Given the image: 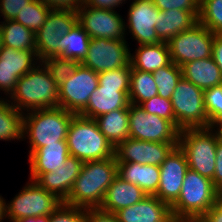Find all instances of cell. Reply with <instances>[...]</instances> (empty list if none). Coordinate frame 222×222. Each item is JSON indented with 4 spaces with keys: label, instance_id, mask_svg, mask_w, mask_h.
I'll return each instance as SVG.
<instances>
[{
    "label": "cell",
    "instance_id": "cell-1",
    "mask_svg": "<svg viewBox=\"0 0 222 222\" xmlns=\"http://www.w3.org/2000/svg\"><path fill=\"white\" fill-rule=\"evenodd\" d=\"M117 176L118 166L115 156L84 162L68 198L63 203L86 209L99 208L108 187Z\"/></svg>",
    "mask_w": 222,
    "mask_h": 222
},
{
    "label": "cell",
    "instance_id": "cell-2",
    "mask_svg": "<svg viewBox=\"0 0 222 222\" xmlns=\"http://www.w3.org/2000/svg\"><path fill=\"white\" fill-rule=\"evenodd\" d=\"M40 65L41 67L43 65V67L40 68L38 64L20 77L10 95L14 100L13 106L21 112L24 108L27 111L30 109V111H33L59 107V86L52 79L44 63Z\"/></svg>",
    "mask_w": 222,
    "mask_h": 222
},
{
    "label": "cell",
    "instance_id": "cell-3",
    "mask_svg": "<svg viewBox=\"0 0 222 222\" xmlns=\"http://www.w3.org/2000/svg\"><path fill=\"white\" fill-rule=\"evenodd\" d=\"M218 189L212 180L188 169L186 171L181 193L171 205V212L176 222L199 220L215 204Z\"/></svg>",
    "mask_w": 222,
    "mask_h": 222
},
{
    "label": "cell",
    "instance_id": "cell-4",
    "mask_svg": "<svg viewBox=\"0 0 222 222\" xmlns=\"http://www.w3.org/2000/svg\"><path fill=\"white\" fill-rule=\"evenodd\" d=\"M70 156L83 162L113 158L115 147L100 132L95 119L75 114L67 132Z\"/></svg>",
    "mask_w": 222,
    "mask_h": 222
},
{
    "label": "cell",
    "instance_id": "cell-5",
    "mask_svg": "<svg viewBox=\"0 0 222 222\" xmlns=\"http://www.w3.org/2000/svg\"><path fill=\"white\" fill-rule=\"evenodd\" d=\"M75 113L62 107L33 110L23 117V135L30 142L29 155L48 144L66 141L69 124Z\"/></svg>",
    "mask_w": 222,
    "mask_h": 222
},
{
    "label": "cell",
    "instance_id": "cell-6",
    "mask_svg": "<svg viewBox=\"0 0 222 222\" xmlns=\"http://www.w3.org/2000/svg\"><path fill=\"white\" fill-rule=\"evenodd\" d=\"M209 128L184 129L179 132V147L184 151L189 169L213 180L218 138Z\"/></svg>",
    "mask_w": 222,
    "mask_h": 222
},
{
    "label": "cell",
    "instance_id": "cell-7",
    "mask_svg": "<svg viewBox=\"0 0 222 222\" xmlns=\"http://www.w3.org/2000/svg\"><path fill=\"white\" fill-rule=\"evenodd\" d=\"M170 101L179 131L210 127L204 106V91L192 82L181 77Z\"/></svg>",
    "mask_w": 222,
    "mask_h": 222
},
{
    "label": "cell",
    "instance_id": "cell-8",
    "mask_svg": "<svg viewBox=\"0 0 222 222\" xmlns=\"http://www.w3.org/2000/svg\"><path fill=\"white\" fill-rule=\"evenodd\" d=\"M26 185L10 204L5 205L6 215L12 222L27 217L49 216L63 203L55 194L46 191L36 181Z\"/></svg>",
    "mask_w": 222,
    "mask_h": 222
},
{
    "label": "cell",
    "instance_id": "cell-9",
    "mask_svg": "<svg viewBox=\"0 0 222 222\" xmlns=\"http://www.w3.org/2000/svg\"><path fill=\"white\" fill-rule=\"evenodd\" d=\"M214 35L199 22L178 33L167 42L171 61L181 67L190 61L212 57Z\"/></svg>",
    "mask_w": 222,
    "mask_h": 222
},
{
    "label": "cell",
    "instance_id": "cell-10",
    "mask_svg": "<svg viewBox=\"0 0 222 222\" xmlns=\"http://www.w3.org/2000/svg\"><path fill=\"white\" fill-rule=\"evenodd\" d=\"M78 22L77 11L51 9L46 21L35 34L37 59L59 56L61 54L60 39Z\"/></svg>",
    "mask_w": 222,
    "mask_h": 222
},
{
    "label": "cell",
    "instance_id": "cell-11",
    "mask_svg": "<svg viewBox=\"0 0 222 222\" xmlns=\"http://www.w3.org/2000/svg\"><path fill=\"white\" fill-rule=\"evenodd\" d=\"M179 130L169 121L129 104V138L160 143H178Z\"/></svg>",
    "mask_w": 222,
    "mask_h": 222
},
{
    "label": "cell",
    "instance_id": "cell-12",
    "mask_svg": "<svg viewBox=\"0 0 222 222\" xmlns=\"http://www.w3.org/2000/svg\"><path fill=\"white\" fill-rule=\"evenodd\" d=\"M98 83V73L80 63L76 71L59 86V107L79 114L87 106Z\"/></svg>",
    "mask_w": 222,
    "mask_h": 222
},
{
    "label": "cell",
    "instance_id": "cell-13",
    "mask_svg": "<svg viewBox=\"0 0 222 222\" xmlns=\"http://www.w3.org/2000/svg\"><path fill=\"white\" fill-rule=\"evenodd\" d=\"M126 41L90 38L88 52L81 62L96 73L110 71L130 64V51Z\"/></svg>",
    "mask_w": 222,
    "mask_h": 222
},
{
    "label": "cell",
    "instance_id": "cell-14",
    "mask_svg": "<svg viewBox=\"0 0 222 222\" xmlns=\"http://www.w3.org/2000/svg\"><path fill=\"white\" fill-rule=\"evenodd\" d=\"M78 23L90 38L124 39L125 23L114 10L92 8L82 4L77 10Z\"/></svg>",
    "mask_w": 222,
    "mask_h": 222
},
{
    "label": "cell",
    "instance_id": "cell-15",
    "mask_svg": "<svg viewBox=\"0 0 222 222\" xmlns=\"http://www.w3.org/2000/svg\"><path fill=\"white\" fill-rule=\"evenodd\" d=\"M178 143H160L127 138L115 147L117 163L160 166Z\"/></svg>",
    "mask_w": 222,
    "mask_h": 222
},
{
    "label": "cell",
    "instance_id": "cell-16",
    "mask_svg": "<svg viewBox=\"0 0 222 222\" xmlns=\"http://www.w3.org/2000/svg\"><path fill=\"white\" fill-rule=\"evenodd\" d=\"M160 167V183L156 193L161 201L172 205L179 197L186 171L189 169L184 151L174 147Z\"/></svg>",
    "mask_w": 222,
    "mask_h": 222
},
{
    "label": "cell",
    "instance_id": "cell-17",
    "mask_svg": "<svg viewBox=\"0 0 222 222\" xmlns=\"http://www.w3.org/2000/svg\"><path fill=\"white\" fill-rule=\"evenodd\" d=\"M35 57H37L36 51L2 46L0 49V89L10 95L18 79L36 65L33 62L39 59Z\"/></svg>",
    "mask_w": 222,
    "mask_h": 222
},
{
    "label": "cell",
    "instance_id": "cell-18",
    "mask_svg": "<svg viewBox=\"0 0 222 222\" xmlns=\"http://www.w3.org/2000/svg\"><path fill=\"white\" fill-rule=\"evenodd\" d=\"M158 8L152 0H134L128 12V27L139 45L162 42L155 30Z\"/></svg>",
    "mask_w": 222,
    "mask_h": 222
},
{
    "label": "cell",
    "instance_id": "cell-19",
    "mask_svg": "<svg viewBox=\"0 0 222 222\" xmlns=\"http://www.w3.org/2000/svg\"><path fill=\"white\" fill-rule=\"evenodd\" d=\"M115 214L119 222H176L172 216L171 206L156 196H146Z\"/></svg>",
    "mask_w": 222,
    "mask_h": 222
},
{
    "label": "cell",
    "instance_id": "cell-20",
    "mask_svg": "<svg viewBox=\"0 0 222 222\" xmlns=\"http://www.w3.org/2000/svg\"><path fill=\"white\" fill-rule=\"evenodd\" d=\"M129 90L130 88L101 86L98 83L97 88L90 95L87 106L79 115L95 119L116 109H129Z\"/></svg>",
    "mask_w": 222,
    "mask_h": 222
},
{
    "label": "cell",
    "instance_id": "cell-21",
    "mask_svg": "<svg viewBox=\"0 0 222 222\" xmlns=\"http://www.w3.org/2000/svg\"><path fill=\"white\" fill-rule=\"evenodd\" d=\"M83 163L78 158L69 156L62 167L52 172L43 173L36 182L64 202L68 198L74 181L81 172Z\"/></svg>",
    "mask_w": 222,
    "mask_h": 222
},
{
    "label": "cell",
    "instance_id": "cell-22",
    "mask_svg": "<svg viewBox=\"0 0 222 222\" xmlns=\"http://www.w3.org/2000/svg\"><path fill=\"white\" fill-rule=\"evenodd\" d=\"M69 156L67 141H58L33 151L28 159L31 180L36 181L43 173L62 167Z\"/></svg>",
    "mask_w": 222,
    "mask_h": 222
},
{
    "label": "cell",
    "instance_id": "cell-23",
    "mask_svg": "<svg viewBox=\"0 0 222 222\" xmlns=\"http://www.w3.org/2000/svg\"><path fill=\"white\" fill-rule=\"evenodd\" d=\"M146 196L138 185L126 182L117 176L108 187L99 209L115 214L123 208L136 204Z\"/></svg>",
    "mask_w": 222,
    "mask_h": 222
},
{
    "label": "cell",
    "instance_id": "cell-24",
    "mask_svg": "<svg viewBox=\"0 0 222 222\" xmlns=\"http://www.w3.org/2000/svg\"><path fill=\"white\" fill-rule=\"evenodd\" d=\"M118 176L138 185L147 196H155L160 183V167L139 163H117Z\"/></svg>",
    "mask_w": 222,
    "mask_h": 222
},
{
    "label": "cell",
    "instance_id": "cell-25",
    "mask_svg": "<svg viewBox=\"0 0 222 222\" xmlns=\"http://www.w3.org/2000/svg\"><path fill=\"white\" fill-rule=\"evenodd\" d=\"M182 77L207 90L222 84V74L212 57L190 61L181 66Z\"/></svg>",
    "mask_w": 222,
    "mask_h": 222
},
{
    "label": "cell",
    "instance_id": "cell-26",
    "mask_svg": "<svg viewBox=\"0 0 222 222\" xmlns=\"http://www.w3.org/2000/svg\"><path fill=\"white\" fill-rule=\"evenodd\" d=\"M157 18L155 30L158 38L163 42H168L178 33L189 30L198 22L190 12L180 9H170L168 11L158 9Z\"/></svg>",
    "mask_w": 222,
    "mask_h": 222
},
{
    "label": "cell",
    "instance_id": "cell-27",
    "mask_svg": "<svg viewBox=\"0 0 222 222\" xmlns=\"http://www.w3.org/2000/svg\"><path fill=\"white\" fill-rule=\"evenodd\" d=\"M171 62L167 42L139 45L135 55H130L131 68L153 73Z\"/></svg>",
    "mask_w": 222,
    "mask_h": 222
},
{
    "label": "cell",
    "instance_id": "cell-28",
    "mask_svg": "<svg viewBox=\"0 0 222 222\" xmlns=\"http://www.w3.org/2000/svg\"><path fill=\"white\" fill-rule=\"evenodd\" d=\"M95 120L100 132L114 147L129 138V109H116Z\"/></svg>",
    "mask_w": 222,
    "mask_h": 222
},
{
    "label": "cell",
    "instance_id": "cell-29",
    "mask_svg": "<svg viewBox=\"0 0 222 222\" xmlns=\"http://www.w3.org/2000/svg\"><path fill=\"white\" fill-rule=\"evenodd\" d=\"M1 25L3 46L17 50L36 51L35 33L14 20H6Z\"/></svg>",
    "mask_w": 222,
    "mask_h": 222
},
{
    "label": "cell",
    "instance_id": "cell-30",
    "mask_svg": "<svg viewBox=\"0 0 222 222\" xmlns=\"http://www.w3.org/2000/svg\"><path fill=\"white\" fill-rule=\"evenodd\" d=\"M61 54L62 58H68L82 62L88 52L90 36L77 22L74 27L61 39Z\"/></svg>",
    "mask_w": 222,
    "mask_h": 222
},
{
    "label": "cell",
    "instance_id": "cell-31",
    "mask_svg": "<svg viewBox=\"0 0 222 222\" xmlns=\"http://www.w3.org/2000/svg\"><path fill=\"white\" fill-rule=\"evenodd\" d=\"M7 102L0 100V140L22 139L24 113Z\"/></svg>",
    "mask_w": 222,
    "mask_h": 222
},
{
    "label": "cell",
    "instance_id": "cell-32",
    "mask_svg": "<svg viewBox=\"0 0 222 222\" xmlns=\"http://www.w3.org/2000/svg\"><path fill=\"white\" fill-rule=\"evenodd\" d=\"M158 95V87L152 73L131 68L129 102L139 105Z\"/></svg>",
    "mask_w": 222,
    "mask_h": 222
},
{
    "label": "cell",
    "instance_id": "cell-33",
    "mask_svg": "<svg viewBox=\"0 0 222 222\" xmlns=\"http://www.w3.org/2000/svg\"><path fill=\"white\" fill-rule=\"evenodd\" d=\"M50 10L41 0H33L17 14L14 21L21 23L36 34L46 21Z\"/></svg>",
    "mask_w": 222,
    "mask_h": 222
},
{
    "label": "cell",
    "instance_id": "cell-34",
    "mask_svg": "<svg viewBox=\"0 0 222 222\" xmlns=\"http://www.w3.org/2000/svg\"><path fill=\"white\" fill-rule=\"evenodd\" d=\"M152 74L158 87V95L170 100L178 81L182 77L181 67L171 61Z\"/></svg>",
    "mask_w": 222,
    "mask_h": 222
},
{
    "label": "cell",
    "instance_id": "cell-35",
    "mask_svg": "<svg viewBox=\"0 0 222 222\" xmlns=\"http://www.w3.org/2000/svg\"><path fill=\"white\" fill-rule=\"evenodd\" d=\"M198 22L214 34H222V0H202Z\"/></svg>",
    "mask_w": 222,
    "mask_h": 222
},
{
    "label": "cell",
    "instance_id": "cell-36",
    "mask_svg": "<svg viewBox=\"0 0 222 222\" xmlns=\"http://www.w3.org/2000/svg\"><path fill=\"white\" fill-rule=\"evenodd\" d=\"M51 74L55 83L60 86L68 79L77 69L80 62L76 60L53 56L41 61Z\"/></svg>",
    "mask_w": 222,
    "mask_h": 222
},
{
    "label": "cell",
    "instance_id": "cell-37",
    "mask_svg": "<svg viewBox=\"0 0 222 222\" xmlns=\"http://www.w3.org/2000/svg\"><path fill=\"white\" fill-rule=\"evenodd\" d=\"M146 113L157 115L169 120L176 127V120L172 102L157 95L139 104Z\"/></svg>",
    "mask_w": 222,
    "mask_h": 222
},
{
    "label": "cell",
    "instance_id": "cell-38",
    "mask_svg": "<svg viewBox=\"0 0 222 222\" xmlns=\"http://www.w3.org/2000/svg\"><path fill=\"white\" fill-rule=\"evenodd\" d=\"M204 106L210 126L222 118V84L204 90Z\"/></svg>",
    "mask_w": 222,
    "mask_h": 222
},
{
    "label": "cell",
    "instance_id": "cell-39",
    "mask_svg": "<svg viewBox=\"0 0 222 222\" xmlns=\"http://www.w3.org/2000/svg\"><path fill=\"white\" fill-rule=\"evenodd\" d=\"M131 65L110 71L99 72L98 81L101 86L130 88Z\"/></svg>",
    "mask_w": 222,
    "mask_h": 222
},
{
    "label": "cell",
    "instance_id": "cell-40",
    "mask_svg": "<svg viewBox=\"0 0 222 222\" xmlns=\"http://www.w3.org/2000/svg\"><path fill=\"white\" fill-rule=\"evenodd\" d=\"M51 222H86V208L62 203L61 206L51 214Z\"/></svg>",
    "mask_w": 222,
    "mask_h": 222
},
{
    "label": "cell",
    "instance_id": "cell-41",
    "mask_svg": "<svg viewBox=\"0 0 222 222\" xmlns=\"http://www.w3.org/2000/svg\"><path fill=\"white\" fill-rule=\"evenodd\" d=\"M160 11L180 9L190 12L197 20L199 17V2L197 0H152Z\"/></svg>",
    "mask_w": 222,
    "mask_h": 222
},
{
    "label": "cell",
    "instance_id": "cell-42",
    "mask_svg": "<svg viewBox=\"0 0 222 222\" xmlns=\"http://www.w3.org/2000/svg\"><path fill=\"white\" fill-rule=\"evenodd\" d=\"M33 0H0V13L6 20H14L17 14Z\"/></svg>",
    "mask_w": 222,
    "mask_h": 222
},
{
    "label": "cell",
    "instance_id": "cell-43",
    "mask_svg": "<svg viewBox=\"0 0 222 222\" xmlns=\"http://www.w3.org/2000/svg\"><path fill=\"white\" fill-rule=\"evenodd\" d=\"M86 222H119L116 214L102 211L99 208L86 209Z\"/></svg>",
    "mask_w": 222,
    "mask_h": 222
},
{
    "label": "cell",
    "instance_id": "cell-44",
    "mask_svg": "<svg viewBox=\"0 0 222 222\" xmlns=\"http://www.w3.org/2000/svg\"><path fill=\"white\" fill-rule=\"evenodd\" d=\"M50 9L77 11L84 0H41Z\"/></svg>",
    "mask_w": 222,
    "mask_h": 222
},
{
    "label": "cell",
    "instance_id": "cell-45",
    "mask_svg": "<svg viewBox=\"0 0 222 222\" xmlns=\"http://www.w3.org/2000/svg\"><path fill=\"white\" fill-rule=\"evenodd\" d=\"M212 182L217 189L222 186V142L219 140L216 146V166Z\"/></svg>",
    "mask_w": 222,
    "mask_h": 222
},
{
    "label": "cell",
    "instance_id": "cell-46",
    "mask_svg": "<svg viewBox=\"0 0 222 222\" xmlns=\"http://www.w3.org/2000/svg\"><path fill=\"white\" fill-rule=\"evenodd\" d=\"M125 0H84V5L90 6L92 8H101L113 10L114 7L119 6L120 3Z\"/></svg>",
    "mask_w": 222,
    "mask_h": 222
},
{
    "label": "cell",
    "instance_id": "cell-47",
    "mask_svg": "<svg viewBox=\"0 0 222 222\" xmlns=\"http://www.w3.org/2000/svg\"><path fill=\"white\" fill-rule=\"evenodd\" d=\"M212 58L215 60L222 74V34L214 35Z\"/></svg>",
    "mask_w": 222,
    "mask_h": 222
},
{
    "label": "cell",
    "instance_id": "cell-48",
    "mask_svg": "<svg viewBox=\"0 0 222 222\" xmlns=\"http://www.w3.org/2000/svg\"><path fill=\"white\" fill-rule=\"evenodd\" d=\"M199 220L201 222H222V210L215 204Z\"/></svg>",
    "mask_w": 222,
    "mask_h": 222
},
{
    "label": "cell",
    "instance_id": "cell-49",
    "mask_svg": "<svg viewBox=\"0 0 222 222\" xmlns=\"http://www.w3.org/2000/svg\"><path fill=\"white\" fill-rule=\"evenodd\" d=\"M16 222H51V215L41 217H27L17 220Z\"/></svg>",
    "mask_w": 222,
    "mask_h": 222
},
{
    "label": "cell",
    "instance_id": "cell-50",
    "mask_svg": "<svg viewBox=\"0 0 222 222\" xmlns=\"http://www.w3.org/2000/svg\"><path fill=\"white\" fill-rule=\"evenodd\" d=\"M217 131H215V135L217 136L218 140L222 142V118L216 120L211 126L210 128L213 130L214 127H218Z\"/></svg>",
    "mask_w": 222,
    "mask_h": 222
},
{
    "label": "cell",
    "instance_id": "cell-51",
    "mask_svg": "<svg viewBox=\"0 0 222 222\" xmlns=\"http://www.w3.org/2000/svg\"><path fill=\"white\" fill-rule=\"evenodd\" d=\"M5 200L0 196V222L3 220V218L7 217L6 216V209H5V205L6 202H4Z\"/></svg>",
    "mask_w": 222,
    "mask_h": 222
},
{
    "label": "cell",
    "instance_id": "cell-52",
    "mask_svg": "<svg viewBox=\"0 0 222 222\" xmlns=\"http://www.w3.org/2000/svg\"><path fill=\"white\" fill-rule=\"evenodd\" d=\"M216 205L222 210V197H217Z\"/></svg>",
    "mask_w": 222,
    "mask_h": 222
},
{
    "label": "cell",
    "instance_id": "cell-53",
    "mask_svg": "<svg viewBox=\"0 0 222 222\" xmlns=\"http://www.w3.org/2000/svg\"><path fill=\"white\" fill-rule=\"evenodd\" d=\"M3 46V38H2V29H1V25H0V49Z\"/></svg>",
    "mask_w": 222,
    "mask_h": 222
},
{
    "label": "cell",
    "instance_id": "cell-54",
    "mask_svg": "<svg viewBox=\"0 0 222 222\" xmlns=\"http://www.w3.org/2000/svg\"><path fill=\"white\" fill-rule=\"evenodd\" d=\"M217 197H222V186L218 188Z\"/></svg>",
    "mask_w": 222,
    "mask_h": 222
},
{
    "label": "cell",
    "instance_id": "cell-55",
    "mask_svg": "<svg viewBox=\"0 0 222 222\" xmlns=\"http://www.w3.org/2000/svg\"><path fill=\"white\" fill-rule=\"evenodd\" d=\"M179 222H201L200 220H184V221H179Z\"/></svg>",
    "mask_w": 222,
    "mask_h": 222
}]
</instances>
